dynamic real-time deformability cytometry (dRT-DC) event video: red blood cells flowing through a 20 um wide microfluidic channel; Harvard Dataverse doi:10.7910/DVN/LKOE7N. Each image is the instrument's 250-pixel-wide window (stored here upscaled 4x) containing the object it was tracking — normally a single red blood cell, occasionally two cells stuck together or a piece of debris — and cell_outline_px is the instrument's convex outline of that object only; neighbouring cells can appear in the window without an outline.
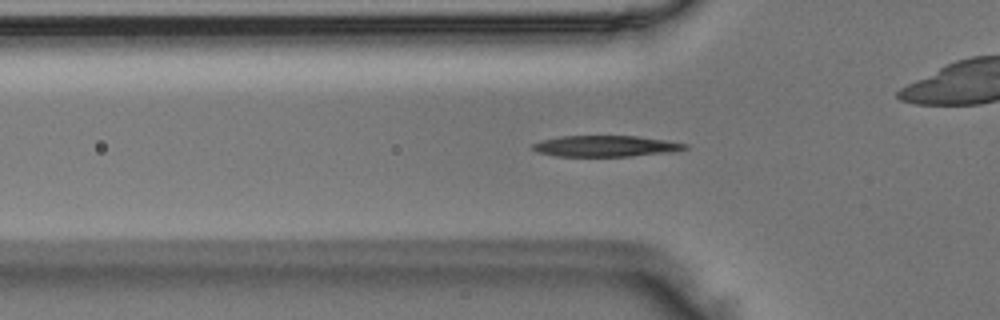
{"species": "Egyptian fruit bat (a non-hibernating species)", "species_latin": "Rousettus aegyptiacus", "temperature_condition": "room temperature", "stored_images_in_passage": 48, "camera_frame_rate_fps": 3000, "um_per_image_px": 0.085, "animal": {"sex": "male"}, "frame": {"image": 1, "passage_image": 14, "time_ms": 4.333, "image_size_px": [1000, 320], "cell_outline_px": [[688, 148], [672, 152], [632, 156], [556, 156], [536, 152], [532, 148], [532, 144], [540, 140], [560, 136], [636, 136], [668, 140], [688, 144]], "centroid_in_image_um": [51.48, 12.42], "position_along_channel_um": 74.3, "area_um2": 18.84}}
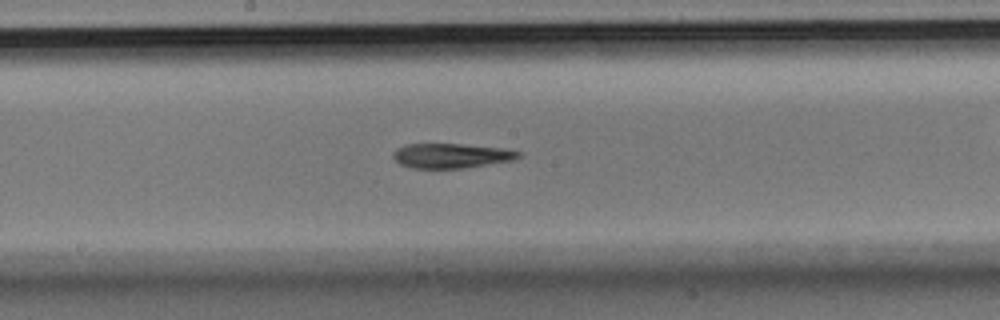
{"frame": {"image": 2, "passage_image": 24, "time_ms": 7.667, "image_size_px": [1000, 320], "cell_outline_px": [[524, 152], [520, 156], [512, 160], [464, 168], [412, 168], [400, 164], [392, 156], [392, 152], [396, 148], [404, 144], [460, 144], [504, 148]], "centroid_in_image_um": [38.34, 13.23], "position_along_channel_um": 209.9, "area_um2": 18.09}}
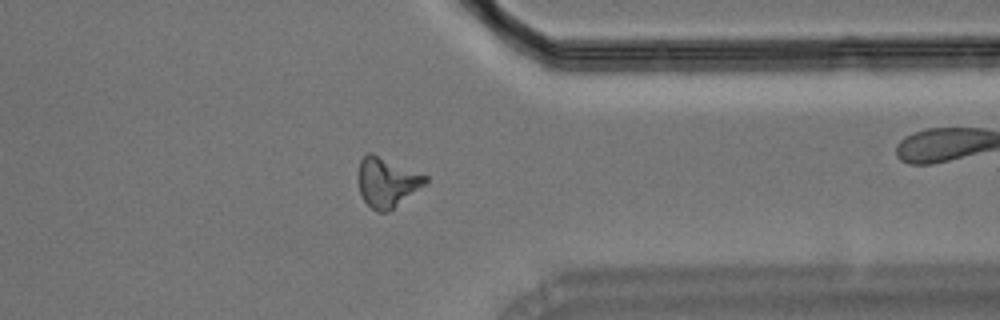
{"frame": {"image": 3, "passage_image": 37, "time_ms": 12.0, "image_size_px": [1000, 320], "cell_outline_px": [[428, 180], [424, 184], [388, 212], [376, 212], [364, 200], [360, 192], [360, 160], [368, 152], [372, 152], [428, 176]], "centroid_in_image_um": [32.9, 15.48], "position_along_channel_um": 378.5, "area_um2": 18.9}}